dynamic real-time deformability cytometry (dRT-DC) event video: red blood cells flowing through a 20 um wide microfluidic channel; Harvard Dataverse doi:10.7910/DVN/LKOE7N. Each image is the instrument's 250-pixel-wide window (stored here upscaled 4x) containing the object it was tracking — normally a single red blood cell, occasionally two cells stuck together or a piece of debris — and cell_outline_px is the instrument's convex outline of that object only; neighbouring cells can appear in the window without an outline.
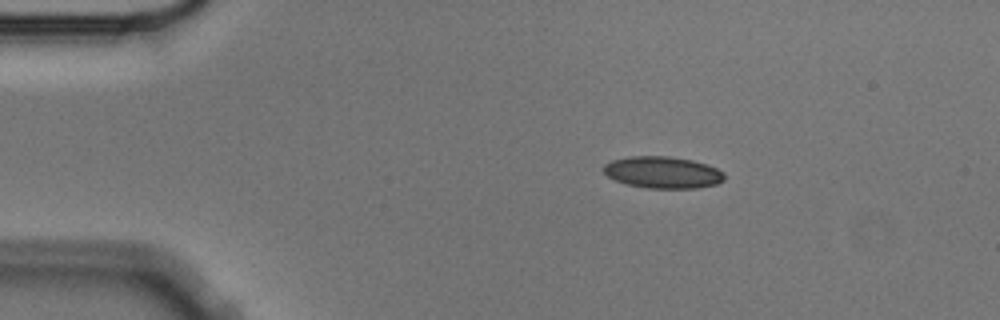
{"species": "Egyptian fruit bat (a non-hibernating species)", "species_latin": "Rousettus aegyptiacus", "temperature_condition": "cold", "stored_images_in_passage": 7, "camera_frame_rate_fps": 3000, "um_per_image_px": 0.085, "animal": {"sex": "male"}, "frame": {"image": 1, "passage_image": 2, "time_ms": 0.333, "image_size_px": [1000, 320], "cell_outline_px": [[724, 180], [716, 184], [696, 188], [648, 188], [628, 184], [616, 180], [608, 176], [604, 172], [604, 164], [612, 160], [628, 156], [668, 156], [692, 160], [708, 164], [724, 172]], "centroid_in_image_um": [56.35, 14.64], "position_along_channel_um": 28.7, "area_um2": 22.31}}
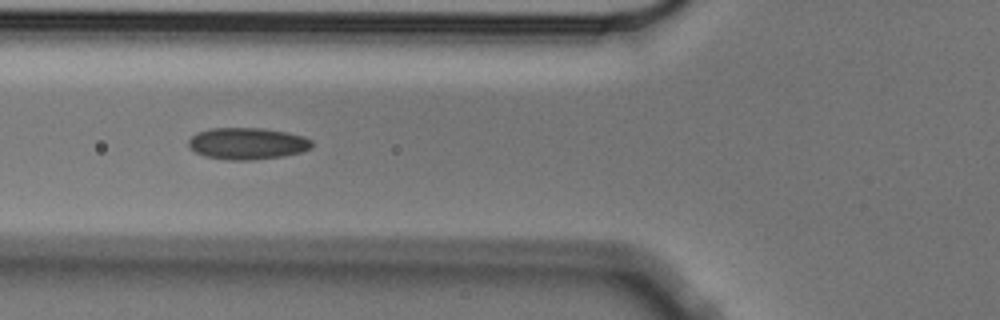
{"frame": {"image": 2, "passage_image": 5, "time_ms": 1.333, "image_size_px": [1000, 320], "cell_outline_px": [[312, 148], [300, 152], [284, 156], [252, 160], [228, 160], [204, 156], [188, 148], [188, 140], [196, 132], [208, 128], [264, 128], [288, 132], [304, 136], [312, 140]], "centroid_in_image_um": [21.01, 12.19], "position_along_channel_um": 104.8, "area_um2": 23.12}}
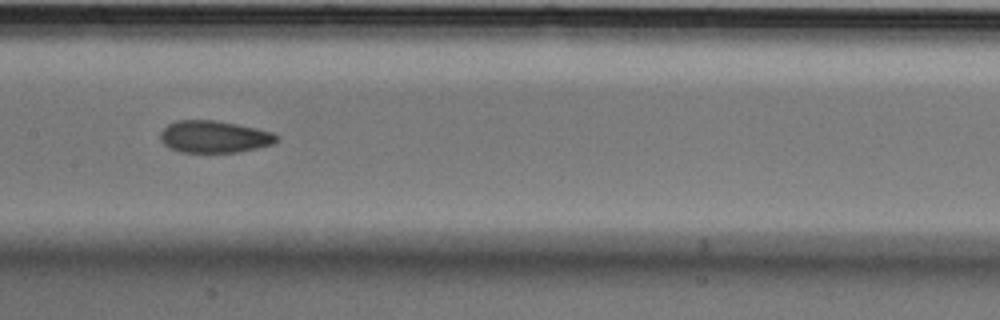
{"frame": {"image": 3, "passage_image": 7, "time_ms": 2.0, "image_size_px": [1000, 320], "cell_outline_px": [[280, 136], [272, 144], [240, 152], [180, 152], [168, 148], [160, 140], [160, 132], [168, 124], [176, 120], [212, 120], [236, 124], [256, 128], [272, 132]], "centroid_in_image_um": [18.18, 11.62], "position_along_channel_um": 189.2, "area_um2": 21.73}}